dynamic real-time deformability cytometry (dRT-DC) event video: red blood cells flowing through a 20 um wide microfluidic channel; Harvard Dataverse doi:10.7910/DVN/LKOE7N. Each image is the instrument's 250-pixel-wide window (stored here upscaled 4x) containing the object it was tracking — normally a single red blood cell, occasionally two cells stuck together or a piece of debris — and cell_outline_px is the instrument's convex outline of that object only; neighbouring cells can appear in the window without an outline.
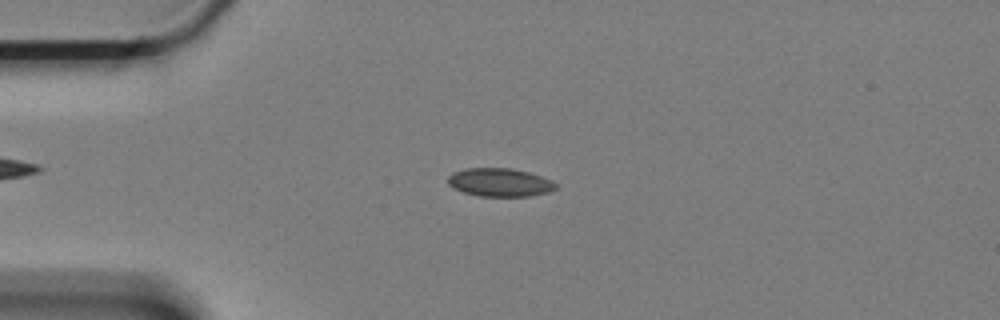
{"species": "Egyptian fruit bat (a non-hibernating species)", "species_latin": "Rousettus aegyptiacus", "temperature_condition": "cold", "stored_images_in_passage": 56, "camera_frame_rate_fps": 3000, "um_per_image_px": 0.085, "animal": {"sex": "female"}, "frame": {"image": 1, "passage_image": 11, "time_ms": 3.333, "image_size_px": [1000, 320], "cell_outline_px": [[556, 188], [548, 192], [528, 196], [480, 196], [464, 192], [448, 184], [448, 176], [452, 172], [468, 168], [508, 168], [528, 172], [552, 180], [556, 184]], "centroid_in_image_um": [42.48, 15.5], "position_along_channel_um": 42.5, "area_um2": 17.57}}
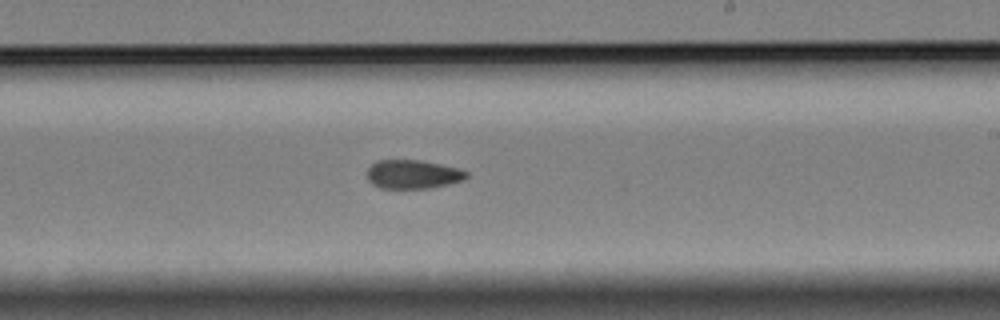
{"frame": {"image": 2, "passage_image": 32, "time_ms": 10.333, "image_size_px": [1000, 320], "cell_outline_px": [[468, 176], [464, 180], [448, 184], [428, 188], [380, 188], [372, 184], [368, 180], [368, 168], [376, 160], [420, 160], [440, 164], [456, 168], [468, 172]], "centroid_in_image_um": [35.08, 14.81], "position_along_channel_um": 253.9, "area_um2": 16.59}}
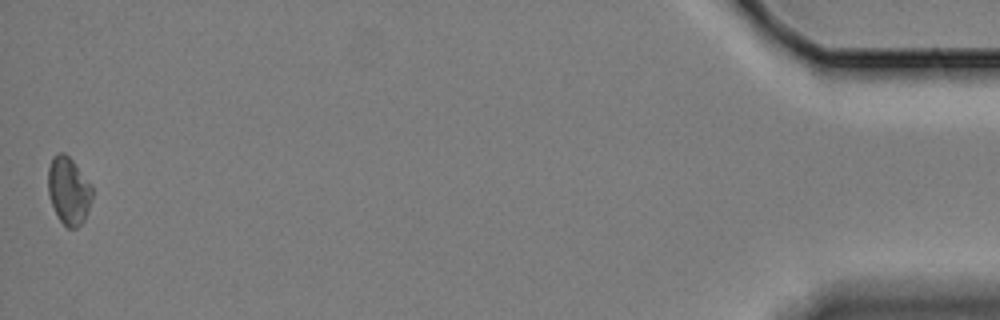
{"frame": {"image": 3, "passage_image": 56, "time_ms": 18.333, "image_size_px": [1000, 320], "cell_outline_px": [[92, 196], [84, 220], [76, 228], [68, 228], [60, 220], [52, 204], [48, 192], [48, 168], [52, 156], [56, 152], [64, 152], [72, 160], [92, 188]], "centroid_in_image_um": [5.8, 16.18], "position_along_channel_um": 429.4, "area_um2": 16.99}, "authors_computed_cell_mechanics": {"area_um2": 17.3111, "velocity_mm_per_s": 3.3274, "shape_relaxation_time_tau1_ms": null, "shape_relaxation_time_tau2_ms": 4.2041, "deformation_change_tau1": null, "deformation_change_tau2": 0.0782}}